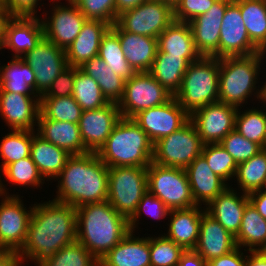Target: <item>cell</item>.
Wrapping results in <instances>:
<instances>
[{"label":"cell","mask_w":266,"mask_h":266,"mask_svg":"<svg viewBox=\"0 0 266 266\" xmlns=\"http://www.w3.org/2000/svg\"><path fill=\"white\" fill-rule=\"evenodd\" d=\"M33 205L26 240L17 252L21 266L28 259L39 265L76 241L74 206L54 200Z\"/></svg>","instance_id":"1"},{"label":"cell","mask_w":266,"mask_h":266,"mask_svg":"<svg viewBox=\"0 0 266 266\" xmlns=\"http://www.w3.org/2000/svg\"><path fill=\"white\" fill-rule=\"evenodd\" d=\"M55 179L59 180L53 199L56 202L77 208L107 201L108 166L96 153L72 155Z\"/></svg>","instance_id":"2"},{"label":"cell","mask_w":266,"mask_h":266,"mask_svg":"<svg viewBox=\"0 0 266 266\" xmlns=\"http://www.w3.org/2000/svg\"><path fill=\"white\" fill-rule=\"evenodd\" d=\"M76 223V240L98 261L130 232L128 219L108 201L77 207Z\"/></svg>","instance_id":"3"},{"label":"cell","mask_w":266,"mask_h":266,"mask_svg":"<svg viewBox=\"0 0 266 266\" xmlns=\"http://www.w3.org/2000/svg\"><path fill=\"white\" fill-rule=\"evenodd\" d=\"M96 154L108 167L147 168L152 162L153 143L132 118L121 117Z\"/></svg>","instance_id":"4"},{"label":"cell","mask_w":266,"mask_h":266,"mask_svg":"<svg viewBox=\"0 0 266 266\" xmlns=\"http://www.w3.org/2000/svg\"><path fill=\"white\" fill-rule=\"evenodd\" d=\"M263 54L255 53L248 56H226L220 58L219 71V102L242 108L253 94L260 102L261 87L258 76L261 70ZM262 60V61H261ZM259 71V72H258ZM260 88V89H259ZM257 89V90H256Z\"/></svg>","instance_id":"5"},{"label":"cell","mask_w":266,"mask_h":266,"mask_svg":"<svg viewBox=\"0 0 266 266\" xmlns=\"http://www.w3.org/2000/svg\"><path fill=\"white\" fill-rule=\"evenodd\" d=\"M219 71L220 58L217 57L201 56L188 65L174 97L189 115L219 101Z\"/></svg>","instance_id":"6"},{"label":"cell","mask_w":266,"mask_h":266,"mask_svg":"<svg viewBox=\"0 0 266 266\" xmlns=\"http://www.w3.org/2000/svg\"><path fill=\"white\" fill-rule=\"evenodd\" d=\"M148 191L146 167H108L107 201L129 219Z\"/></svg>","instance_id":"7"},{"label":"cell","mask_w":266,"mask_h":266,"mask_svg":"<svg viewBox=\"0 0 266 266\" xmlns=\"http://www.w3.org/2000/svg\"><path fill=\"white\" fill-rule=\"evenodd\" d=\"M148 191L170 210L196 206L185 169L166 167L154 162L147 167Z\"/></svg>","instance_id":"8"},{"label":"cell","mask_w":266,"mask_h":266,"mask_svg":"<svg viewBox=\"0 0 266 266\" xmlns=\"http://www.w3.org/2000/svg\"><path fill=\"white\" fill-rule=\"evenodd\" d=\"M204 143L189 120L179 130L153 144L152 162L166 167L185 169L201 155Z\"/></svg>","instance_id":"9"},{"label":"cell","mask_w":266,"mask_h":266,"mask_svg":"<svg viewBox=\"0 0 266 266\" xmlns=\"http://www.w3.org/2000/svg\"><path fill=\"white\" fill-rule=\"evenodd\" d=\"M172 97L150 72H136L125 81L118 108L122 118H132L142 110L165 104Z\"/></svg>","instance_id":"10"},{"label":"cell","mask_w":266,"mask_h":266,"mask_svg":"<svg viewBox=\"0 0 266 266\" xmlns=\"http://www.w3.org/2000/svg\"><path fill=\"white\" fill-rule=\"evenodd\" d=\"M174 20L172 7L159 0H147L120 14L116 23L124 31L158 38Z\"/></svg>","instance_id":"11"},{"label":"cell","mask_w":266,"mask_h":266,"mask_svg":"<svg viewBox=\"0 0 266 266\" xmlns=\"http://www.w3.org/2000/svg\"><path fill=\"white\" fill-rule=\"evenodd\" d=\"M20 59L32 68L35 76V93L39 97L48 90L57 76L68 67L65 50L45 37L34 49L29 50Z\"/></svg>","instance_id":"12"},{"label":"cell","mask_w":266,"mask_h":266,"mask_svg":"<svg viewBox=\"0 0 266 266\" xmlns=\"http://www.w3.org/2000/svg\"><path fill=\"white\" fill-rule=\"evenodd\" d=\"M132 119L154 144L159 139L179 130L190 120V115L173 96L163 105L138 112Z\"/></svg>","instance_id":"13"},{"label":"cell","mask_w":266,"mask_h":266,"mask_svg":"<svg viewBox=\"0 0 266 266\" xmlns=\"http://www.w3.org/2000/svg\"><path fill=\"white\" fill-rule=\"evenodd\" d=\"M0 203V248L18 252L26 240L33 205L27 210L19 195H2Z\"/></svg>","instance_id":"14"},{"label":"cell","mask_w":266,"mask_h":266,"mask_svg":"<svg viewBox=\"0 0 266 266\" xmlns=\"http://www.w3.org/2000/svg\"><path fill=\"white\" fill-rule=\"evenodd\" d=\"M237 111L238 108L218 101L194 111L190 121L204 144L220 143L235 129Z\"/></svg>","instance_id":"15"},{"label":"cell","mask_w":266,"mask_h":266,"mask_svg":"<svg viewBox=\"0 0 266 266\" xmlns=\"http://www.w3.org/2000/svg\"><path fill=\"white\" fill-rule=\"evenodd\" d=\"M120 119L118 104L113 102L98 109L82 111L78 126L86 151L97 153Z\"/></svg>","instance_id":"16"},{"label":"cell","mask_w":266,"mask_h":266,"mask_svg":"<svg viewBox=\"0 0 266 266\" xmlns=\"http://www.w3.org/2000/svg\"><path fill=\"white\" fill-rule=\"evenodd\" d=\"M68 5H55L51 17L41 19L44 37L66 51L79 35L87 18L72 1Z\"/></svg>","instance_id":"17"},{"label":"cell","mask_w":266,"mask_h":266,"mask_svg":"<svg viewBox=\"0 0 266 266\" xmlns=\"http://www.w3.org/2000/svg\"><path fill=\"white\" fill-rule=\"evenodd\" d=\"M261 50L250 40L239 6L232 1L222 19L219 58L226 56H248Z\"/></svg>","instance_id":"18"},{"label":"cell","mask_w":266,"mask_h":266,"mask_svg":"<svg viewBox=\"0 0 266 266\" xmlns=\"http://www.w3.org/2000/svg\"><path fill=\"white\" fill-rule=\"evenodd\" d=\"M233 0H216L209 11L189 22L194 45L201 56L219 58V39L222 19Z\"/></svg>","instance_id":"19"},{"label":"cell","mask_w":266,"mask_h":266,"mask_svg":"<svg viewBox=\"0 0 266 266\" xmlns=\"http://www.w3.org/2000/svg\"><path fill=\"white\" fill-rule=\"evenodd\" d=\"M39 113L38 95L0 91V115L11 130L34 131Z\"/></svg>","instance_id":"20"},{"label":"cell","mask_w":266,"mask_h":266,"mask_svg":"<svg viewBox=\"0 0 266 266\" xmlns=\"http://www.w3.org/2000/svg\"><path fill=\"white\" fill-rule=\"evenodd\" d=\"M44 37L43 25L38 16H12L5 25L4 47L14 51L12 58H21L34 49Z\"/></svg>","instance_id":"21"},{"label":"cell","mask_w":266,"mask_h":266,"mask_svg":"<svg viewBox=\"0 0 266 266\" xmlns=\"http://www.w3.org/2000/svg\"><path fill=\"white\" fill-rule=\"evenodd\" d=\"M237 247L235 237L206 211L202 213L197 244L193 249L206 262L228 254Z\"/></svg>","instance_id":"22"},{"label":"cell","mask_w":266,"mask_h":266,"mask_svg":"<svg viewBox=\"0 0 266 266\" xmlns=\"http://www.w3.org/2000/svg\"><path fill=\"white\" fill-rule=\"evenodd\" d=\"M192 196L197 205L207 206L213 199L221 194L227 187L225 182L209 167L205 158L200 155L185 168Z\"/></svg>","instance_id":"23"},{"label":"cell","mask_w":266,"mask_h":266,"mask_svg":"<svg viewBox=\"0 0 266 266\" xmlns=\"http://www.w3.org/2000/svg\"><path fill=\"white\" fill-rule=\"evenodd\" d=\"M111 29L118 35L123 53L135 72H149L158 51V39L124 31L117 23Z\"/></svg>","instance_id":"24"},{"label":"cell","mask_w":266,"mask_h":266,"mask_svg":"<svg viewBox=\"0 0 266 266\" xmlns=\"http://www.w3.org/2000/svg\"><path fill=\"white\" fill-rule=\"evenodd\" d=\"M248 203V194H237L236 190L229 186L204 208L210 216L236 237Z\"/></svg>","instance_id":"25"},{"label":"cell","mask_w":266,"mask_h":266,"mask_svg":"<svg viewBox=\"0 0 266 266\" xmlns=\"http://www.w3.org/2000/svg\"><path fill=\"white\" fill-rule=\"evenodd\" d=\"M111 25L101 20L87 19L76 39L66 49L68 66L80 67L98 56L100 43Z\"/></svg>","instance_id":"26"},{"label":"cell","mask_w":266,"mask_h":266,"mask_svg":"<svg viewBox=\"0 0 266 266\" xmlns=\"http://www.w3.org/2000/svg\"><path fill=\"white\" fill-rule=\"evenodd\" d=\"M37 134L71 155L88 153L82 142L78 124L45 118L39 113Z\"/></svg>","instance_id":"27"},{"label":"cell","mask_w":266,"mask_h":266,"mask_svg":"<svg viewBox=\"0 0 266 266\" xmlns=\"http://www.w3.org/2000/svg\"><path fill=\"white\" fill-rule=\"evenodd\" d=\"M130 231L100 261L99 266H151L149 237H136Z\"/></svg>","instance_id":"28"},{"label":"cell","mask_w":266,"mask_h":266,"mask_svg":"<svg viewBox=\"0 0 266 266\" xmlns=\"http://www.w3.org/2000/svg\"><path fill=\"white\" fill-rule=\"evenodd\" d=\"M204 211L200 205L188 209L170 210L169 229L164 236L184 250H193L198 241L201 216Z\"/></svg>","instance_id":"29"},{"label":"cell","mask_w":266,"mask_h":266,"mask_svg":"<svg viewBox=\"0 0 266 266\" xmlns=\"http://www.w3.org/2000/svg\"><path fill=\"white\" fill-rule=\"evenodd\" d=\"M35 132L32 131L30 157L45 180L55 179L72 155Z\"/></svg>","instance_id":"30"},{"label":"cell","mask_w":266,"mask_h":266,"mask_svg":"<svg viewBox=\"0 0 266 266\" xmlns=\"http://www.w3.org/2000/svg\"><path fill=\"white\" fill-rule=\"evenodd\" d=\"M199 58L167 56L166 53L157 51L153 66L149 72L160 85L175 96L180 90L188 65L191 62L197 61Z\"/></svg>","instance_id":"31"},{"label":"cell","mask_w":266,"mask_h":266,"mask_svg":"<svg viewBox=\"0 0 266 266\" xmlns=\"http://www.w3.org/2000/svg\"><path fill=\"white\" fill-rule=\"evenodd\" d=\"M157 39L158 52L167 56L201 57L195 48L189 23L174 20Z\"/></svg>","instance_id":"32"},{"label":"cell","mask_w":266,"mask_h":266,"mask_svg":"<svg viewBox=\"0 0 266 266\" xmlns=\"http://www.w3.org/2000/svg\"><path fill=\"white\" fill-rule=\"evenodd\" d=\"M79 69L97 81L108 102L118 104L124 94L125 80L114 73L99 56L86 61Z\"/></svg>","instance_id":"33"},{"label":"cell","mask_w":266,"mask_h":266,"mask_svg":"<svg viewBox=\"0 0 266 266\" xmlns=\"http://www.w3.org/2000/svg\"><path fill=\"white\" fill-rule=\"evenodd\" d=\"M0 91L37 95L32 68L20 58H12L7 65L0 66Z\"/></svg>","instance_id":"34"},{"label":"cell","mask_w":266,"mask_h":266,"mask_svg":"<svg viewBox=\"0 0 266 266\" xmlns=\"http://www.w3.org/2000/svg\"><path fill=\"white\" fill-rule=\"evenodd\" d=\"M238 247L244 251H261L266 246V220L249 202L244 210L240 229L235 237Z\"/></svg>","instance_id":"35"},{"label":"cell","mask_w":266,"mask_h":266,"mask_svg":"<svg viewBox=\"0 0 266 266\" xmlns=\"http://www.w3.org/2000/svg\"><path fill=\"white\" fill-rule=\"evenodd\" d=\"M240 8L250 40L262 50L266 46V0H233Z\"/></svg>","instance_id":"36"},{"label":"cell","mask_w":266,"mask_h":266,"mask_svg":"<svg viewBox=\"0 0 266 266\" xmlns=\"http://www.w3.org/2000/svg\"><path fill=\"white\" fill-rule=\"evenodd\" d=\"M32 143V131L11 130L4 135L0 144V156L2 164L0 173L8 164L17 162L23 158L30 156V148ZM2 167V168H1ZM0 175V195H8Z\"/></svg>","instance_id":"37"},{"label":"cell","mask_w":266,"mask_h":266,"mask_svg":"<svg viewBox=\"0 0 266 266\" xmlns=\"http://www.w3.org/2000/svg\"><path fill=\"white\" fill-rule=\"evenodd\" d=\"M245 194L266 189V151L261 150L249 160L237 165L234 179Z\"/></svg>","instance_id":"38"},{"label":"cell","mask_w":266,"mask_h":266,"mask_svg":"<svg viewBox=\"0 0 266 266\" xmlns=\"http://www.w3.org/2000/svg\"><path fill=\"white\" fill-rule=\"evenodd\" d=\"M98 56L125 81L136 73L123 53L118 35L111 28L101 40Z\"/></svg>","instance_id":"39"},{"label":"cell","mask_w":266,"mask_h":266,"mask_svg":"<svg viewBox=\"0 0 266 266\" xmlns=\"http://www.w3.org/2000/svg\"><path fill=\"white\" fill-rule=\"evenodd\" d=\"M72 96L82 111L98 109L109 103L103 96L97 81L82 72L79 67L74 78Z\"/></svg>","instance_id":"40"},{"label":"cell","mask_w":266,"mask_h":266,"mask_svg":"<svg viewBox=\"0 0 266 266\" xmlns=\"http://www.w3.org/2000/svg\"><path fill=\"white\" fill-rule=\"evenodd\" d=\"M254 108V109H253ZM259 108L241 111L238 108L235 118V130L247 140L263 148L266 139V111ZM240 112V113H239Z\"/></svg>","instance_id":"41"},{"label":"cell","mask_w":266,"mask_h":266,"mask_svg":"<svg viewBox=\"0 0 266 266\" xmlns=\"http://www.w3.org/2000/svg\"><path fill=\"white\" fill-rule=\"evenodd\" d=\"M40 113L47 119L78 124L82 109L73 96L40 98Z\"/></svg>","instance_id":"42"},{"label":"cell","mask_w":266,"mask_h":266,"mask_svg":"<svg viewBox=\"0 0 266 266\" xmlns=\"http://www.w3.org/2000/svg\"><path fill=\"white\" fill-rule=\"evenodd\" d=\"M1 172L13 185L40 188V184L45 183V179L30 156L8 164Z\"/></svg>","instance_id":"43"},{"label":"cell","mask_w":266,"mask_h":266,"mask_svg":"<svg viewBox=\"0 0 266 266\" xmlns=\"http://www.w3.org/2000/svg\"><path fill=\"white\" fill-rule=\"evenodd\" d=\"M37 266H99V261L76 240Z\"/></svg>","instance_id":"44"},{"label":"cell","mask_w":266,"mask_h":266,"mask_svg":"<svg viewBox=\"0 0 266 266\" xmlns=\"http://www.w3.org/2000/svg\"><path fill=\"white\" fill-rule=\"evenodd\" d=\"M201 155L207 161L210 169L225 182L233 179L237 164L220 143L204 144Z\"/></svg>","instance_id":"45"},{"label":"cell","mask_w":266,"mask_h":266,"mask_svg":"<svg viewBox=\"0 0 266 266\" xmlns=\"http://www.w3.org/2000/svg\"><path fill=\"white\" fill-rule=\"evenodd\" d=\"M151 266H176L181 254L185 251L181 246L166 238L149 237Z\"/></svg>","instance_id":"46"},{"label":"cell","mask_w":266,"mask_h":266,"mask_svg":"<svg viewBox=\"0 0 266 266\" xmlns=\"http://www.w3.org/2000/svg\"><path fill=\"white\" fill-rule=\"evenodd\" d=\"M220 144L233 157L237 165L249 160L262 150L258 144L247 140L235 129Z\"/></svg>","instance_id":"47"},{"label":"cell","mask_w":266,"mask_h":266,"mask_svg":"<svg viewBox=\"0 0 266 266\" xmlns=\"http://www.w3.org/2000/svg\"><path fill=\"white\" fill-rule=\"evenodd\" d=\"M82 14L91 20L115 23V0H73Z\"/></svg>","instance_id":"48"},{"label":"cell","mask_w":266,"mask_h":266,"mask_svg":"<svg viewBox=\"0 0 266 266\" xmlns=\"http://www.w3.org/2000/svg\"><path fill=\"white\" fill-rule=\"evenodd\" d=\"M143 212L158 220L169 216L170 209L159 198L147 191L138 203L134 214L128 219L130 231L134 232L137 228L138 219Z\"/></svg>","instance_id":"49"},{"label":"cell","mask_w":266,"mask_h":266,"mask_svg":"<svg viewBox=\"0 0 266 266\" xmlns=\"http://www.w3.org/2000/svg\"><path fill=\"white\" fill-rule=\"evenodd\" d=\"M216 0H180L173 9L174 19L179 22L189 23L197 16L209 11Z\"/></svg>","instance_id":"50"},{"label":"cell","mask_w":266,"mask_h":266,"mask_svg":"<svg viewBox=\"0 0 266 266\" xmlns=\"http://www.w3.org/2000/svg\"><path fill=\"white\" fill-rule=\"evenodd\" d=\"M77 67L68 66L49 86L48 90L40 98H55L72 96L74 78Z\"/></svg>","instance_id":"51"},{"label":"cell","mask_w":266,"mask_h":266,"mask_svg":"<svg viewBox=\"0 0 266 266\" xmlns=\"http://www.w3.org/2000/svg\"><path fill=\"white\" fill-rule=\"evenodd\" d=\"M11 16L35 17L39 0H0ZM42 1V0H41Z\"/></svg>","instance_id":"52"},{"label":"cell","mask_w":266,"mask_h":266,"mask_svg":"<svg viewBox=\"0 0 266 266\" xmlns=\"http://www.w3.org/2000/svg\"><path fill=\"white\" fill-rule=\"evenodd\" d=\"M207 266H246V256L237 246L228 254L210 260L207 262Z\"/></svg>","instance_id":"53"},{"label":"cell","mask_w":266,"mask_h":266,"mask_svg":"<svg viewBox=\"0 0 266 266\" xmlns=\"http://www.w3.org/2000/svg\"><path fill=\"white\" fill-rule=\"evenodd\" d=\"M249 202L257 212L266 220V189L248 194Z\"/></svg>","instance_id":"54"},{"label":"cell","mask_w":266,"mask_h":266,"mask_svg":"<svg viewBox=\"0 0 266 266\" xmlns=\"http://www.w3.org/2000/svg\"><path fill=\"white\" fill-rule=\"evenodd\" d=\"M176 266H207V262L194 250H185Z\"/></svg>","instance_id":"55"},{"label":"cell","mask_w":266,"mask_h":266,"mask_svg":"<svg viewBox=\"0 0 266 266\" xmlns=\"http://www.w3.org/2000/svg\"><path fill=\"white\" fill-rule=\"evenodd\" d=\"M0 266H21L18 253L14 250L0 248Z\"/></svg>","instance_id":"56"},{"label":"cell","mask_w":266,"mask_h":266,"mask_svg":"<svg viewBox=\"0 0 266 266\" xmlns=\"http://www.w3.org/2000/svg\"><path fill=\"white\" fill-rule=\"evenodd\" d=\"M147 0H115V23L120 14L125 11L134 9Z\"/></svg>","instance_id":"57"},{"label":"cell","mask_w":266,"mask_h":266,"mask_svg":"<svg viewBox=\"0 0 266 266\" xmlns=\"http://www.w3.org/2000/svg\"><path fill=\"white\" fill-rule=\"evenodd\" d=\"M246 255V266H266V255L262 251H249Z\"/></svg>","instance_id":"58"},{"label":"cell","mask_w":266,"mask_h":266,"mask_svg":"<svg viewBox=\"0 0 266 266\" xmlns=\"http://www.w3.org/2000/svg\"><path fill=\"white\" fill-rule=\"evenodd\" d=\"M12 16L0 1V50L2 49L5 33V25Z\"/></svg>","instance_id":"59"},{"label":"cell","mask_w":266,"mask_h":266,"mask_svg":"<svg viewBox=\"0 0 266 266\" xmlns=\"http://www.w3.org/2000/svg\"><path fill=\"white\" fill-rule=\"evenodd\" d=\"M266 80V79H265ZM260 100L263 102L264 107L266 104V81L263 84V86L261 87V96H260ZM265 102V103H264Z\"/></svg>","instance_id":"60"},{"label":"cell","mask_w":266,"mask_h":266,"mask_svg":"<svg viewBox=\"0 0 266 266\" xmlns=\"http://www.w3.org/2000/svg\"><path fill=\"white\" fill-rule=\"evenodd\" d=\"M159 1L166 3L167 5H169L170 7H172L173 9L180 2V0H159Z\"/></svg>","instance_id":"61"},{"label":"cell","mask_w":266,"mask_h":266,"mask_svg":"<svg viewBox=\"0 0 266 266\" xmlns=\"http://www.w3.org/2000/svg\"><path fill=\"white\" fill-rule=\"evenodd\" d=\"M261 53L263 54V56H265V54H266V46L261 50Z\"/></svg>","instance_id":"62"},{"label":"cell","mask_w":266,"mask_h":266,"mask_svg":"<svg viewBox=\"0 0 266 266\" xmlns=\"http://www.w3.org/2000/svg\"><path fill=\"white\" fill-rule=\"evenodd\" d=\"M262 149L266 151V139H265V142H264V145H263Z\"/></svg>","instance_id":"63"},{"label":"cell","mask_w":266,"mask_h":266,"mask_svg":"<svg viewBox=\"0 0 266 266\" xmlns=\"http://www.w3.org/2000/svg\"><path fill=\"white\" fill-rule=\"evenodd\" d=\"M261 251L266 255V246Z\"/></svg>","instance_id":"64"}]
</instances>
